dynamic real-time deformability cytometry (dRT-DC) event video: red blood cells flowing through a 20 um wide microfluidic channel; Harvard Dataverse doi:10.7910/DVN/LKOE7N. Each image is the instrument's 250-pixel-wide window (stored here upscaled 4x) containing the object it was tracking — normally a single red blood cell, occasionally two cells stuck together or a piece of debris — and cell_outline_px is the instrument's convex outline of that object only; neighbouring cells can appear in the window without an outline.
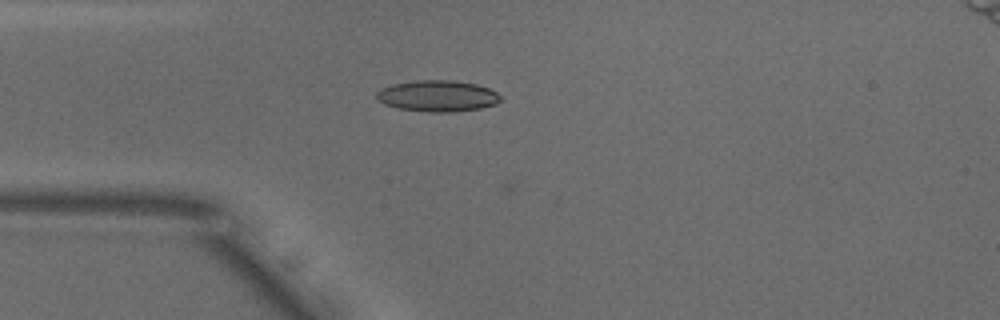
{"species": "common noctule bat (a hibernating species)", "species_latin": "Nyctalus noctula", "temperature_condition": "warm", "stored_images_in_passage": 14, "camera_frame_rate_fps": 3000, "um_per_image_px": 0.085, "animal": {"sex": "male", "body_mass_g": 18.8}, "frame": {"image": 1, "passage_image": 12, "time_ms": 3.667, "image_size_px": [1000, 320], "cell_outline_px": [[500, 100], [496, 104], [480, 108], [452, 112], [428, 112], [400, 108], [384, 104], [376, 100], [376, 92], [392, 84], [416, 80], [452, 80], [476, 84], [488, 88], [496, 92], [500, 96]], "centroid_in_image_um": [37.18, 8.15], "position_along_channel_um": 47.8, "area_um2": 22.48}}